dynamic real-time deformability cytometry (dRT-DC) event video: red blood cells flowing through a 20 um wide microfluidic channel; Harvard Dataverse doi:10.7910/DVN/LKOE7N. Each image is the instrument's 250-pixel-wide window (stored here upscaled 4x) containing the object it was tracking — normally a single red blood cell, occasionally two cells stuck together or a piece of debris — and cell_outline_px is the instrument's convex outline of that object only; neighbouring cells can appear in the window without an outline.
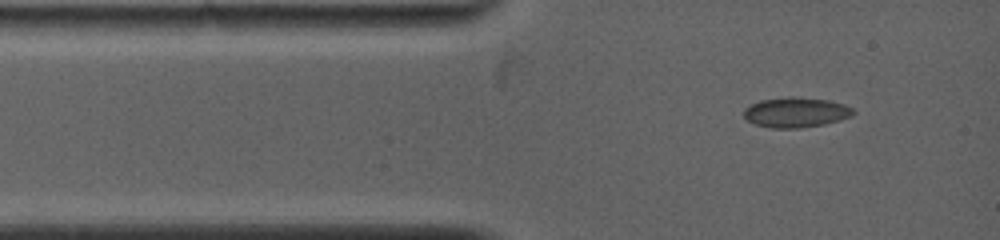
{"species": "common noctule bat (a hibernating species)", "species_latin": "Nyctalus noctula", "temperature_condition": "warm", "stored_images_in_passage": 3, "camera_frame_rate_fps": 5000, "um_per_image_px": 0.085, "animal": {"sex": "female", "body_mass_g": 19.0, "forearm_length_mm": 53.3}, "frame": {"image": 1, "passage_image": 1, "time_ms": 0.0, "image_size_px": [1000, 240], "cell_outline_px": [[856, 112], [852, 116], [824, 124], [800, 128], [772, 128], [756, 124], [748, 120], [744, 116], [744, 108], [760, 100], [828, 100], [844, 104], [852, 108]], "centroid_in_image_um": [67.67, 9.61], "position_along_channel_um": 17.3, "area_um2": 18.09}}
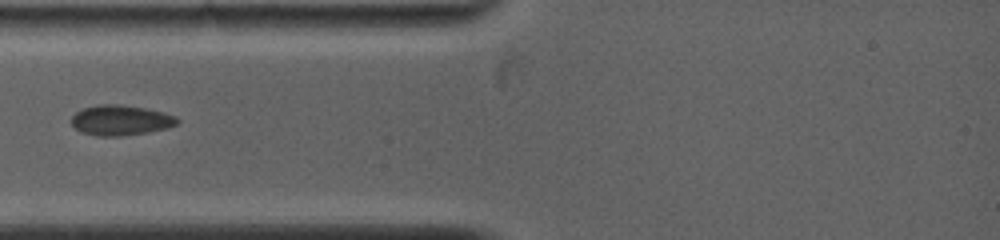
{"frame": {"image": 2, "passage_image": 3, "time_ms": 2.0, "image_size_px": [1000, 240], "cell_outline_px": [[180, 120], [176, 124], [168, 128], [148, 132], [120, 136], [96, 136], [80, 132], [72, 124], [72, 116], [76, 112], [84, 108], [100, 104], [120, 104], [144, 108], [164, 112], [176, 116]], "centroid_in_image_um": [10.27, 10.22], "position_along_channel_um": 74.7, "area_um2": 18.67}}